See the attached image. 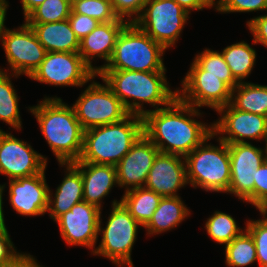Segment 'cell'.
Here are the masks:
<instances>
[{"instance_id":"6da1fadb","label":"cell","mask_w":267,"mask_h":267,"mask_svg":"<svg viewBox=\"0 0 267 267\" xmlns=\"http://www.w3.org/2000/svg\"><path fill=\"white\" fill-rule=\"evenodd\" d=\"M200 115L198 108L176 97L169 105L143 115V134L159 152L185 158L213 134V124L192 119Z\"/></svg>"},{"instance_id":"7a4b0ae2","label":"cell","mask_w":267,"mask_h":267,"mask_svg":"<svg viewBox=\"0 0 267 267\" xmlns=\"http://www.w3.org/2000/svg\"><path fill=\"white\" fill-rule=\"evenodd\" d=\"M50 149L60 163L78 161L83 150L84 129L74 109L58 97H45L29 107Z\"/></svg>"},{"instance_id":"3957f363","label":"cell","mask_w":267,"mask_h":267,"mask_svg":"<svg viewBox=\"0 0 267 267\" xmlns=\"http://www.w3.org/2000/svg\"><path fill=\"white\" fill-rule=\"evenodd\" d=\"M165 73L100 70L97 76L112 89L130 114L143 117L148 112L144 110L143 103H149L157 110L159 106L169 105L177 97V90L173 92L169 88ZM129 98L133 101H129Z\"/></svg>"},{"instance_id":"277c9868","label":"cell","mask_w":267,"mask_h":267,"mask_svg":"<svg viewBox=\"0 0 267 267\" xmlns=\"http://www.w3.org/2000/svg\"><path fill=\"white\" fill-rule=\"evenodd\" d=\"M143 134V117L130 114L124 120L84 130L78 161L116 166Z\"/></svg>"},{"instance_id":"5b68a950","label":"cell","mask_w":267,"mask_h":267,"mask_svg":"<svg viewBox=\"0 0 267 267\" xmlns=\"http://www.w3.org/2000/svg\"><path fill=\"white\" fill-rule=\"evenodd\" d=\"M165 48L134 23H128L119 34L113 54L101 70L166 71Z\"/></svg>"},{"instance_id":"8992f818","label":"cell","mask_w":267,"mask_h":267,"mask_svg":"<svg viewBox=\"0 0 267 267\" xmlns=\"http://www.w3.org/2000/svg\"><path fill=\"white\" fill-rule=\"evenodd\" d=\"M212 134L185 157L187 181L193 188L201 187L206 192H228L231 180V165L228 144L217 138L219 146L206 144Z\"/></svg>"},{"instance_id":"52a82bcc","label":"cell","mask_w":267,"mask_h":267,"mask_svg":"<svg viewBox=\"0 0 267 267\" xmlns=\"http://www.w3.org/2000/svg\"><path fill=\"white\" fill-rule=\"evenodd\" d=\"M101 223L100 214L98 233L102 234V240L91 252L108 258L116 266L134 267L131 252L138 228L143 226L134 219L123 203L117 200L112 202V210L105 228L101 227Z\"/></svg>"},{"instance_id":"ba28073f","label":"cell","mask_w":267,"mask_h":267,"mask_svg":"<svg viewBox=\"0 0 267 267\" xmlns=\"http://www.w3.org/2000/svg\"><path fill=\"white\" fill-rule=\"evenodd\" d=\"M188 18L175 0H148L133 23L167 49L175 45Z\"/></svg>"},{"instance_id":"9c48e42d","label":"cell","mask_w":267,"mask_h":267,"mask_svg":"<svg viewBox=\"0 0 267 267\" xmlns=\"http://www.w3.org/2000/svg\"><path fill=\"white\" fill-rule=\"evenodd\" d=\"M72 107L84 130L117 123L130 115L124 104L106 83L101 85L94 80L80 94Z\"/></svg>"},{"instance_id":"30bf717a","label":"cell","mask_w":267,"mask_h":267,"mask_svg":"<svg viewBox=\"0 0 267 267\" xmlns=\"http://www.w3.org/2000/svg\"><path fill=\"white\" fill-rule=\"evenodd\" d=\"M96 76L78 52H47L29 78L49 85L82 87Z\"/></svg>"},{"instance_id":"8fae6325","label":"cell","mask_w":267,"mask_h":267,"mask_svg":"<svg viewBox=\"0 0 267 267\" xmlns=\"http://www.w3.org/2000/svg\"><path fill=\"white\" fill-rule=\"evenodd\" d=\"M181 85L177 97L195 108L206 106L217 111L231 102L232 90L218 76L204 75V69L195 60Z\"/></svg>"},{"instance_id":"7c38bea8","label":"cell","mask_w":267,"mask_h":267,"mask_svg":"<svg viewBox=\"0 0 267 267\" xmlns=\"http://www.w3.org/2000/svg\"><path fill=\"white\" fill-rule=\"evenodd\" d=\"M0 40L14 75L30 77L47 53L33 29L25 22L15 30L5 28Z\"/></svg>"},{"instance_id":"4fadbf2b","label":"cell","mask_w":267,"mask_h":267,"mask_svg":"<svg viewBox=\"0 0 267 267\" xmlns=\"http://www.w3.org/2000/svg\"><path fill=\"white\" fill-rule=\"evenodd\" d=\"M231 165V180L227 193L254 205V178L257 169L267 158V148H258L251 143L228 144Z\"/></svg>"},{"instance_id":"5bb4252c","label":"cell","mask_w":267,"mask_h":267,"mask_svg":"<svg viewBox=\"0 0 267 267\" xmlns=\"http://www.w3.org/2000/svg\"><path fill=\"white\" fill-rule=\"evenodd\" d=\"M220 119L213 124V134L227 144L247 143V139L267 142V117L236 109L231 103L217 110ZM226 134V136H225ZM222 135V136H221Z\"/></svg>"},{"instance_id":"9a60e30c","label":"cell","mask_w":267,"mask_h":267,"mask_svg":"<svg viewBox=\"0 0 267 267\" xmlns=\"http://www.w3.org/2000/svg\"><path fill=\"white\" fill-rule=\"evenodd\" d=\"M47 158L33 150L27 142L0 130V174L9 180L41 173Z\"/></svg>"},{"instance_id":"2e32d148","label":"cell","mask_w":267,"mask_h":267,"mask_svg":"<svg viewBox=\"0 0 267 267\" xmlns=\"http://www.w3.org/2000/svg\"><path fill=\"white\" fill-rule=\"evenodd\" d=\"M100 214L101 210L98 207L82 201L55 222L58 223L61 237L66 244L93 249L99 237Z\"/></svg>"},{"instance_id":"e0dca14e","label":"cell","mask_w":267,"mask_h":267,"mask_svg":"<svg viewBox=\"0 0 267 267\" xmlns=\"http://www.w3.org/2000/svg\"><path fill=\"white\" fill-rule=\"evenodd\" d=\"M159 149L144 135L116 165L117 185L125 192L144 187Z\"/></svg>"},{"instance_id":"ac0fdd59","label":"cell","mask_w":267,"mask_h":267,"mask_svg":"<svg viewBox=\"0 0 267 267\" xmlns=\"http://www.w3.org/2000/svg\"><path fill=\"white\" fill-rule=\"evenodd\" d=\"M45 169L28 177L9 180V201L13 209L23 216H39L48 210L49 187Z\"/></svg>"},{"instance_id":"d6986e66","label":"cell","mask_w":267,"mask_h":267,"mask_svg":"<svg viewBox=\"0 0 267 267\" xmlns=\"http://www.w3.org/2000/svg\"><path fill=\"white\" fill-rule=\"evenodd\" d=\"M186 184L188 181L185 158L158 152L144 187L162 197H175L179 196L178 190Z\"/></svg>"},{"instance_id":"ffe728a7","label":"cell","mask_w":267,"mask_h":267,"mask_svg":"<svg viewBox=\"0 0 267 267\" xmlns=\"http://www.w3.org/2000/svg\"><path fill=\"white\" fill-rule=\"evenodd\" d=\"M128 21H110L99 23L98 26L87 36L80 40L79 54L84 62L97 74L109 62L117 38ZM98 57L106 63L102 66L93 67L92 61Z\"/></svg>"},{"instance_id":"44dd1931","label":"cell","mask_w":267,"mask_h":267,"mask_svg":"<svg viewBox=\"0 0 267 267\" xmlns=\"http://www.w3.org/2000/svg\"><path fill=\"white\" fill-rule=\"evenodd\" d=\"M81 171L83 180V201L101 210V200L117 183L116 166L89 162H73ZM114 185V186H113Z\"/></svg>"},{"instance_id":"7402d4cb","label":"cell","mask_w":267,"mask_h":267,"mask_svg":"<svg viewBox=\"0 0 267 267\" xmlns=\"http://www.w3.org/2000/svg\"><path fill=\"white\" fill-rule=\"evenodd\" d=\"M66 167L62 183L56 188L54 198L49 188L48 210L50 218L56 221L61 215L83 201V180L81 171L73 163H60ZM53 199V200H52Z\"/></svg>"},{"instance_id":"603a6c76","label":"cell","mask_w":267,"mask_h":267,"mask_svg":"<svg viewBox=\"0 0 267 267\" xmlns=\"http://www.w3.org/2000/svg\"><path fill=\"white\" fill-rule=\"evenodd\" d=\"M35 32L46 52H79L80 40L68 19L49 23H26Z\"/></svg>"},{"instance_id":"cb8c5ba5","label":"cell","mask_w":267,"mask_h":267,"mask_svg":"<svg viewBox=\"0 0 267 267\" xmlns=\"http://www.w3.org/2000/svg\"><path fill=\"white\" fill-rule=\"evenodd\" d=\"M189 215L190 210L180 196L162 197L152 218L143 228L148 235H157L177 227Z\"/></svg>"},{"instance_id":"d4e9b609","label":"cell","mask_w":267,"mask_h":267,"mask_svg":"<svg viewBox=\"0 0 267 267\" xmlns=\"http://www.w3.org/2000/svg\"><path fill=\"white\" fill-rule=\"evenodd\" d=\"M230 103L238 110L267 117V85L239 82Z\"/></svg>"},{"instance_id":"484cf974","label":"cell","mask_w":267,"mask_h":267,"mask_svg":"<svg viewBox=\"0 0 267 267\" xmlns=\"http://www.w3.org/2000/svg\"><path fill=\"white\" fill-rule=\"evenodd\" d=\"M162 196L145 187L134 188L124 193L121 202L134 219L143 227L152 218Z\"/></svg>"},{"instance_id":"4316f807","label":"cell","mask_w":267,"mask_h":267,"mask_svg":"<svg viewBox=\"0 0 267 267\" xmlns=\"http://www.w3.org/2000/svg\"><path fill=\"white\" fill-rule=\"evenodd\" d=\"M224 60L238 82L247 78L255 65L256 51L248 43L241 41L227 46L221 52Z\"/></svg>"},{"instance_id":"83f0119b","label":"cell","mask_w":267,"mask_h":267,"mask_svg":"<svg viewBox=\"0 0 267 267\" xmlns=\"http://www.w3.org/2000/svg\"><path fill=\"white\" fill-rule=\"evenodd\" d=\"M12 75L19 76L13 73L9 76L7 70L0 69V120L20 130L22 123L18 106L19 98L10 80Z\"/></svg>"},{"instance_id":"f1b7e54d","label":"cell","mask_w":267,"mask_h":267,"mask_svg":"<svg viewBox=\"0 0 267 267\" xmlns=\"http://www.w3.org/2000/svg\"><path fill=\"white\" fill-rule=\"evenodd\" d=\"M255 261H257L256 246L246 229L225 245V263L227 266L245 267Z\"/></svg>"},{"instance_id":"f546056e","label":"cell","mask_w":267,"mask_h":267,"mask_svg":"<svg viewBox=\"0 0 267 267\" xmlns=\"http://www.w3.org/2000/svg\"><path fill=\"white\" fill-rule=\"evenodd\" d=\"M205 228L212 240L224 245L230 243L243 232L231 215L221 211H215L214 214L207 219Z\"/></svg>"},{"instance_id":"4dcf8cb0","label":"cell","mask_w":267,"mask_h":267,"mask_svg":"<svg viewBox=\"0 0 267 267\" xmlns=\"http://www.w3.org/2000/svg\"><path fill=\"white\" fill-rule=\"evenodd\" d=\"M194 60L204 69V75L218 76L231 90L239 84L232 75L221 52L207 48L200 54L195 55Z\"/></svg>"},{"instance_id":"1f68e13d","label":"cell","mask_w":267,"mask_h":267,"mask_svg":"<svg viewBox=\"0 0 267 267\" xmlns=\"http://www.w3.org/2000/svg\"><path fill=\"white\" fill-rule=\"evenodd\" d=\"M72 3L69 0H45L26 17L25 23L59 22L69 18Z\"/></svg>"},{"instance_id":"d6a6232c","label":"cell","mask_w":267,"mask_h":267,"mask_svg":"<svg viewBox=\"0 0 267 267\" xmlns=\"http://www.w3.org/2000/svg\"><path fill=\"white\" fill-rule=\"evenodd\" d=\"M71 9V13L92 17L100 23L126 21L115 14L111 0H74Z\"/></svg>"},{"instance_id":"836d02e7","label":"cell","mask_w":267,"mask_h":267,"mask_svg":"<svg viewBox=\"0 0 267 267\" xmlns=\"http://www.w3.org/2000/svg\"><path fill=\"white\" fill-rule=\"evenodd\" d=\"M263 219L248 220L246 230L252 236L259 267H267V211H260Z\"/></svg>"},{"instance_id":"e575fe53","label":"cell","mask_w":267,"mask_h":267,"mask_svg":"<svg viewBox=\"0 0 267 267\" xmlns=\"http://www.w3.org/2000/svg\"><path fill=\"white\" fill-rule=\"evenodd\" d=\"M215 7L220 13L262 11L267 10V0H218Z\"/></svg>"},{"instance_id":"d590c367","label":"cell","mask_w":267,"mask_h":267,"mask_svg":"<svg viewBox=\"0 0 267 267\" xmlns=\"http://www.w3.org/2000/svg\"><path fill=\"white\" fill-rule=\"evenodd\" d=\"M254 206L259 211H267V158L257 169L254 178Z\"/></svg>"},{"instance_id":"8d00e7d4","label":"cell","mask_w":267,"mask_h":267,"mask_svg":"<svg viewBox=\"0 0 267 267\" xmlns=\"http://www.w3.org/2000/svg\"><path fill=\"white\" fill-rule=\"evenodd\" d=\"M112 7L118 18L133 23L141 14L148 0H111ZM134 18L130 19L131 17ZM127 17V18H125Z\"/></svg>"},{"instance_id":"74e56055","label":"cell","mask_w":267,"mask_h":267,"mask_svg":"<svg viewBox=\"0 0 267 267\" xmlns=\"http://www.w3.org/2000/svg\"><path fill=\"white\" fill-rule=\"evenodd\" d=\"M24 254L16 251L6 225L0 226V266H11Z\"/></svg>"},{"instance_id":"f35d334b","label":"cell","mask_w":267,"mask_h":267,"mask_svg":"<svg viewBox=\"0 0 267 267\" xmlns=\"http://www.w3.org/2000/svg\"><path fill=\"white\" fill-rule=\"evenodd\" d=\"M68 21L79 40L90 34L100 23L92 17L78 13H70Z\"/></svg>"},{"instance_id":"ab89813d","label":"cell","mask_w":267,"mask_h":267,"mask_svg":"<svg viewBox=\"0 0 267 267\" xmlns=\"http://www.w3.org/2000/svg\"><path fill=\"white\" fill-rule=\"evenodd\" d=\"M247 27L253 35V43H261L267 47V14L247 21Z\"/></svg>"},{"instance_id":"60d3db41","label":"cell","mask_w":267,"mask_h":267,"mask_svg":"<svg viewBox=\"0 0 267 267\" xmlns=\"http://www.w3.org/2000/svg\"><path fill=\"white\" fill-rule=\"evenodd\" d=\"M189 14L192 10H203V8H211L216 6V0H175Z\"/></svg>"},{"instance_id":"b9f144b4","label":"cell","mask_w":267,"mask_h":267,"mask_svg":"<svg viewBox=\"0 0 267 267\" xmlns=\"http://www.w3.org/2000/svg\"><path fill=\"white\" fill-rule=\"evenodd\" d=\"M7 267H42L30 254H24L13 265Z\"/></svg>"},{"instance_id":"7bdbcfd3","label":"cell","mask_w":267,"mask_h":267,"mask_svg":"<svg viewBox=\"0 0 267 267\" xmlns=\"http://www.w3.org/2000/svg\"><path fill=\"white\" fill-rule=\"evenodd\" d=\"M45 0H21L24 18Z\"/></svg>"},{"instance_id":"ee69618b","label":"cell","mask_w":267,"mask_h":267,"mask_svg":"<svg viewBox=\"0 0 267 267\" xmlns=\"http://www.w3.org/2000/svg\"><path fill=\"white\" fill-rule=\"evenodd\" d=\"M8 7H9L8 1L0 0V38L6 28L4 23L6 20L5 18H6V12H7Z\"/></svg>"},{"instance_id":"f6af8a7d","label":"cell","mask_w":267,"mask_h":267,"mask_svg":"<svg viewBox=\"0 0 267 267\" xmlns=\"http://www.w3.org/2000/svg\"><path fill=\"white\" fill-rule=\"evenodd\" d=\"M5 184L4 185H0V226L5 225V220H4V214H3V191L5 189Z\"/></svg>"}]
</instances>
